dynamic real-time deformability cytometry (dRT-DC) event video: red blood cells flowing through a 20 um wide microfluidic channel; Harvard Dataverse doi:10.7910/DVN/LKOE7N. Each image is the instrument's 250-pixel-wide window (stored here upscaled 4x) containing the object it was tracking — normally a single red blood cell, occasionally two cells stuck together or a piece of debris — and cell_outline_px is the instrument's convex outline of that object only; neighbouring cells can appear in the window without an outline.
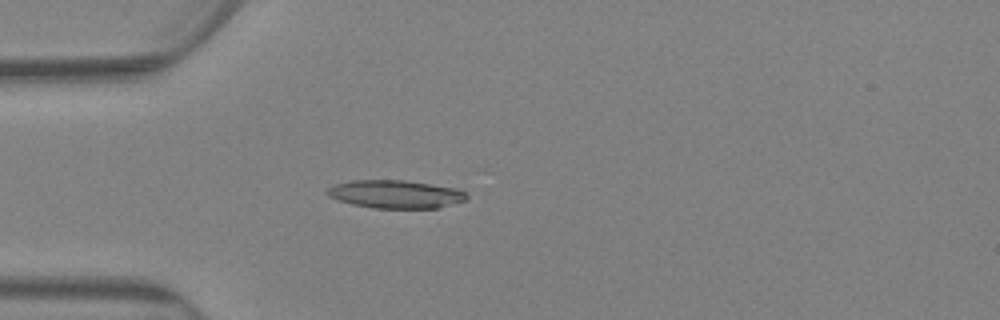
{"species": "Egyptian fruit bat (a non-hibernating species)", "species_latin": "Rousettus aegyptiacus", "temperature_condition": "warm", "stored_images_in_passage": 71, "camera_frame_rate_fps": 3000, "um_per_image_px": 0.085, "animal": {"sex": "female"}, "frame": {"image": 1, "passage_image": 12, "time_ms": 3.667, "image_size_px": [1000, 320], "cell_outline_px": [[468, 200], [436, 208], [372, 208], [352, 204], [328, 196], [324, 192], [332, 184], [352, 180], [408, 180], [456, 188], [468, 192]], "centroid_in_image_um": [33.63, 16.49], "position_along_channel_um": 51.4, "area_um2": 23.12}}
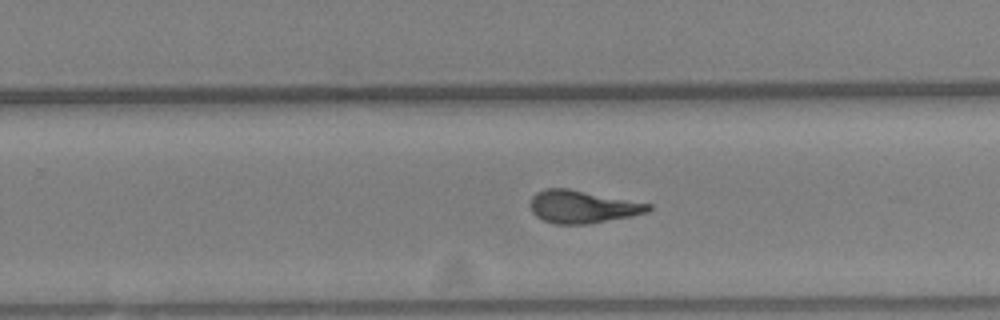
{"frame": {"image": 2, "passage_image": 41, "time_ms": 13.333, "image_size_px": [1000, 320], "cell_outline_px": [[652, 208], [648, 212], [632, 216], [588, 224], [556, 224], [544, 220], [536, 216], [532, 212], [528, 204], [532, 196], [536, 192], [544, 188], [568, 188], [652, 204]], "centroid_in_image_um": [49.49, 17.57], "position_along_channel_um": 280.3, "area_um2": 22.66}}
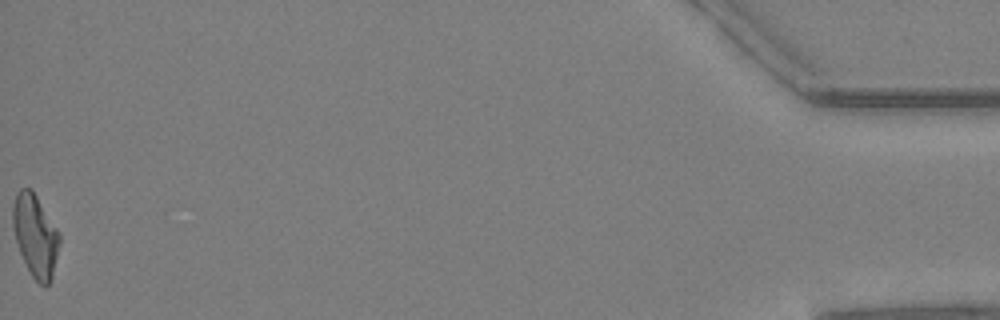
{"frame": {"image": 3, "passage_image": 71, "time_ms": 23.333, "image_size_px": [1000, 320], "cell_outline_px": [[60, 244], [52, 280], [48, 284], [40, 284], [32, 276], [20, 252], [12, 228], [12, 204], [16, 192], [20, 188], [32, 188], [60, 232]], "centroid_in_image_um": [3.01, 19.98], "position_along_channel_um": 432.2, "area_um2": 22.66}, "authors_computed_cell_mechanics": {"area_um2": 22.4264, "velocity_mm_per_s": 2.4941, "shape_relaxation_time_tau1_ms": null, "shape_relaxation_time_tau2_ms": 1.9744, "deformation_change_tau1": null, "deformation_change_tau2": 0.1135}}